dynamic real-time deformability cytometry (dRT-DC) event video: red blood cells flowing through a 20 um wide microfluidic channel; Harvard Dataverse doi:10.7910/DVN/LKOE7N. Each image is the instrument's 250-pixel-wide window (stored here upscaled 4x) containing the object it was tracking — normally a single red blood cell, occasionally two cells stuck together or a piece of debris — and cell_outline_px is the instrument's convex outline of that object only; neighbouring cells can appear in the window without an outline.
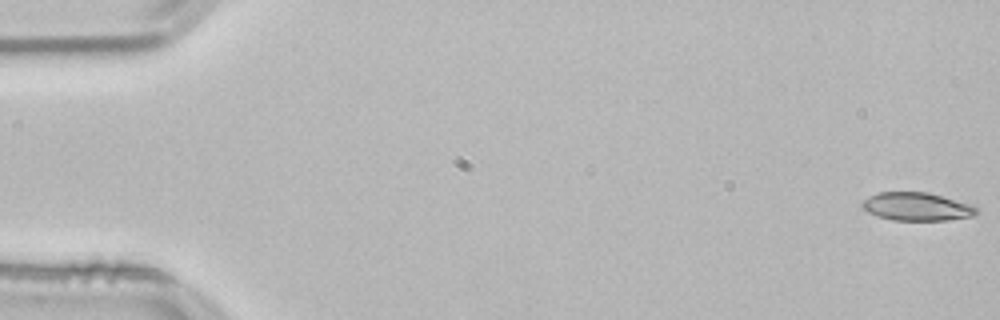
{"species": "common noctule bat (a hibernating species)", "species_latin": "Nyctalus noctula", "temperature_condition": "room temperature", "stored_images_in_passage": 53, "camera_frame_rate_fps": 3000, "um_per_image_px": 0.085, "animal": {"sex": "male", "body_mass_g": 21.5, "forearm_length_mm": 52.0}, "frame": {"image": 1, "passage_image": 1, "time_ms": 0.0, "image_size_px": [1000, 320], "cell_outline_px": [[980, 212], [972, 216], [948, 220], [892, 220], [876, 216], [868, 212], [860, 204], [868, 196], [880, 192], [928, 192], [972, 204]], "centroid_in_image_um": [77.94, 17.56], "position_along_channel_um": 7.1, "area_um2": 18.84}}
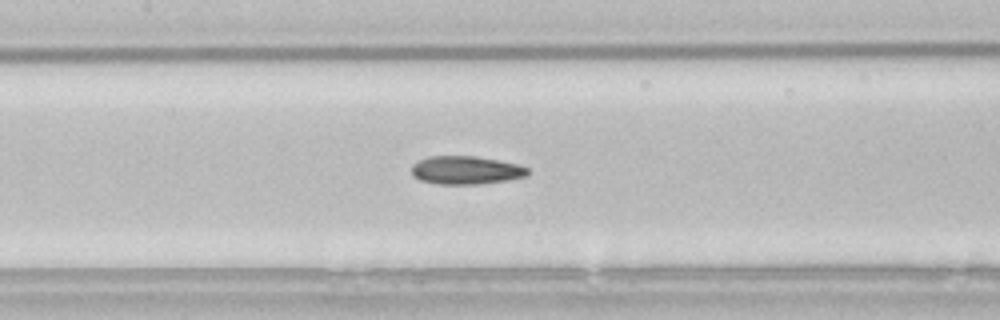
{"frame": {"image": 2, "passage_image": 25, "time_ms": 8.0, "image_size_px": [1000, 320], "cell_outline_px": [[528, 176], [508, 180], [476, 184], [440, 184], [420, 180], [412, 176], [412, 164], [428, 156], [476, 156], [516, 164], [528, 168]], "centroid_in_image_um": [39.58, 14.46], "position_along_channel_um": 167.8, "area_um2": 19.02}}
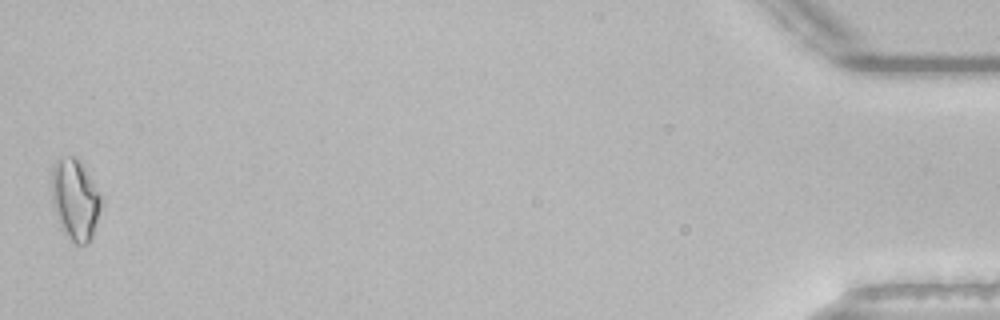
{"frame": {"image": 3, "passage_image": 53, "time_ms": 17.333, "image_size_px": [1000, 320], "cell_outline_px": [[104, 204], [92, 240], [88, 244], [76, 244], [64, 236], [52, 200], [52, 168], [60, 160], [68, 156], [72, 156], [84, 168], [104, 200]], "centroid_in_image_um": [6.44, 17.07], "position_along_channel_um": 428.8, "area_um2": 23.35}, "authors_computed_cell_mechanics": {"area_um2": 19.0162, "velocity_mm_per_s": 3.8385, "shape_relaxation_time_tau1_ms": null, "shape_relaxation_time_tau2_ms": 3.6969, "deformation_change_tau1": null, "deformation_change_tau2": 0.124}}